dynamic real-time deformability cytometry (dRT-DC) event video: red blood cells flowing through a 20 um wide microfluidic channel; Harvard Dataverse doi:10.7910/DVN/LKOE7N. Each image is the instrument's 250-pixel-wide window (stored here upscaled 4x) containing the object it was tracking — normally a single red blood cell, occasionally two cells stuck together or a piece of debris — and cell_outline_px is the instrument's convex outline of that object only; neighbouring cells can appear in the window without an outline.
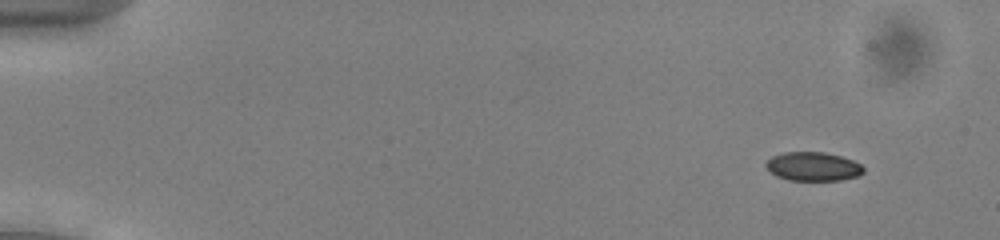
{"species": "common noctule bat (a hibernating species)", "species_latin": "Nyctalus noctula", "temperature_condition": "cold", "stored_images_in_passage": 54, "camera_frame_rate_fps": 3000, "um_per_image_px": 0.085, "animal": {"sex": "male", "body_mass_g": 13.0, "forearm_length_mm": 53.1}, "frame": {"image": 1, "passage_image": 6, "time_ms": 1.667, "image_size_px": [1000, 240], "cell_outline_px": [[864, 172], [856, 176], [840, 180], [788, 180], [776, 176], [764, 164], [772, 156], [784, 152], [824, 152], [840, 156], [852, 160], [860, 164], [864, 168]], "centroid_in_image_um": [69.1, 14.15], "position_along_channel_um": 15.9, "area_um2": 16.24}}
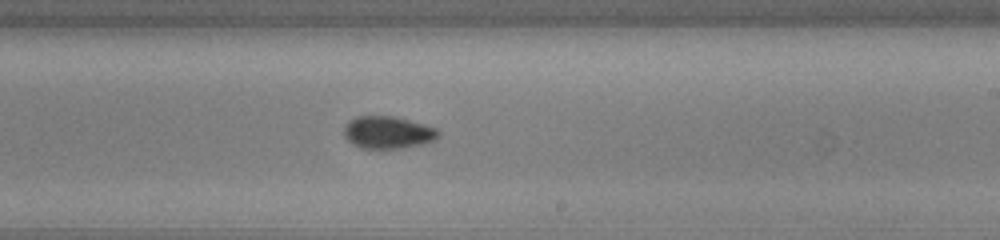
{"frame": {"image": 2, "passage_image": 34, "time_ms": 11.0, "image_size_px": [1000, 240], "cell_outline_px": [[440, 136], [424, 144], [404, 148], [360, 148], [352, 144], [344, 136], [344, 128], [348, 120], [356, 116], [392, 116], [408, 120], [436, 128], [440, 132]], "centroid_in_image_um": [32.95, 11.26], "position_along_channel_um": 256.1, "area_um2": 17.8}}
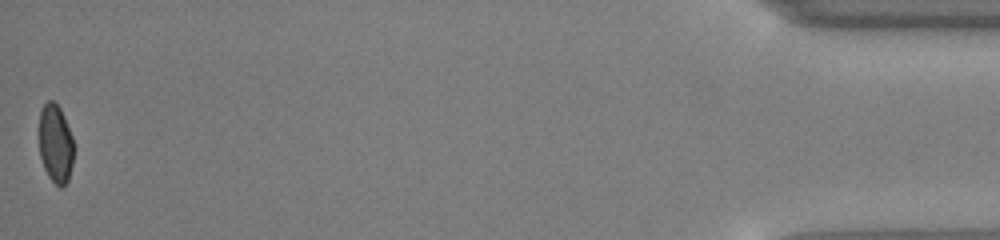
{"frame": {"image": 3, "passage_image": 54, "time_ms": 17.667, "image_size_px": [1000, 240], "cell_outline_px": [[76, 148], [68, 180], [60, 188], [48, 176], [44, 168], [40, 156], [40, 108], [48, 100], [52, 100], [60, 108], [64, 116], [72, 136]], "centroid_in_image_um": [4.75, 12.21], "position_along_channel_um": 430.5, "area_um2": 16.01}, "authors_computed_cell_mechanics": {"area_um2": 17.1377, "velocity_mm_per_s": 3.9568, "shape_relaxation_time_tau1_ms": 2.6326, "shape_relaxation_time_tau2_ms": 7.8468, "deformation_change_tau1": 0.0747, "deformation_change_tau2": 0.0851}}